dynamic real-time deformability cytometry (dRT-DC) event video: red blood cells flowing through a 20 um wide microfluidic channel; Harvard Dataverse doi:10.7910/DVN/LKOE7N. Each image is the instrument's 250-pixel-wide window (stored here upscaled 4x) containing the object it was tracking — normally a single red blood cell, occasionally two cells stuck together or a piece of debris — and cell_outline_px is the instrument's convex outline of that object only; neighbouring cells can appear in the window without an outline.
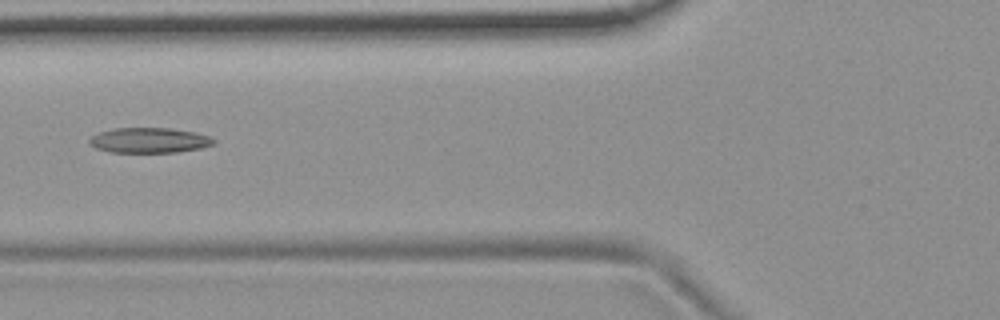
{"species": "common noctule bat (a hibernating species)", "species_latin": "Nyctalus noctula", "temperature_condition": "room temperature", "stored_images_in_passage": 6, "camera_frame_rate_fps": 3000, "um_per_image_px": 0.085, "animal": {"sex": "female", "body_mass_g": 19.9}, "frame": {"image": 1, "passage_image": 6, "time_ms": 6.667, "image_size_px": [1000, 320], "cell_outline_px": [[216, 144], [200, 148], [176, 152], [112, 152], [96, 148], [88, 144], [88, 140], [92, 136], [100, 132], [112, 128], [172, 128], [196, 132], [212, 136], [216, 140]], "centroid_in_image_um": [12.73, 11.92], "position_along_channel_um": 113.1, "area_um2": 18.44}}